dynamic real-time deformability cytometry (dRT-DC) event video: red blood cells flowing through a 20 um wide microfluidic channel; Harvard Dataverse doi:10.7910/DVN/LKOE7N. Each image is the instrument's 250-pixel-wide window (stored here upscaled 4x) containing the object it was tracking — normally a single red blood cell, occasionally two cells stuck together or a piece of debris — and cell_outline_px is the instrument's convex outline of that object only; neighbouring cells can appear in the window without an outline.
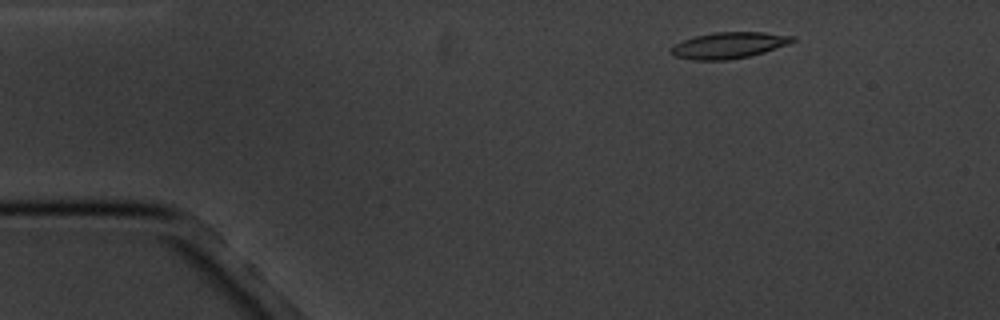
{"species": "common noctule bat (a hibernating species)", "species_latin": "Nyctalus noctula", "temperature_condition": "cold", "stored_images_in_passage": 4, "camera_frame_rate_fps": 3000, "um_per_image_px": 0.085, "animal": {"sex": "male", "body_mass_g": 20.1, "forearm_length_mm": 53.5}, "frame": {"image": 1, "passage_image": 2, "time_ms": 1.0, "image_size_px": [1000, 320], "cell_outline_px": [[796, 40], [788, 44], [764, 52], [748, 56], [728, 60], [692, 60], [676, 56], [668, 52], [668, 48], [684, 40], [696, 36], [716, 32], [764, 32], [796, 36]], "centroid_in_image_um": [61.95, 3.85], "position_along_channel_um": 23.1, "area_um2": 18.55}}